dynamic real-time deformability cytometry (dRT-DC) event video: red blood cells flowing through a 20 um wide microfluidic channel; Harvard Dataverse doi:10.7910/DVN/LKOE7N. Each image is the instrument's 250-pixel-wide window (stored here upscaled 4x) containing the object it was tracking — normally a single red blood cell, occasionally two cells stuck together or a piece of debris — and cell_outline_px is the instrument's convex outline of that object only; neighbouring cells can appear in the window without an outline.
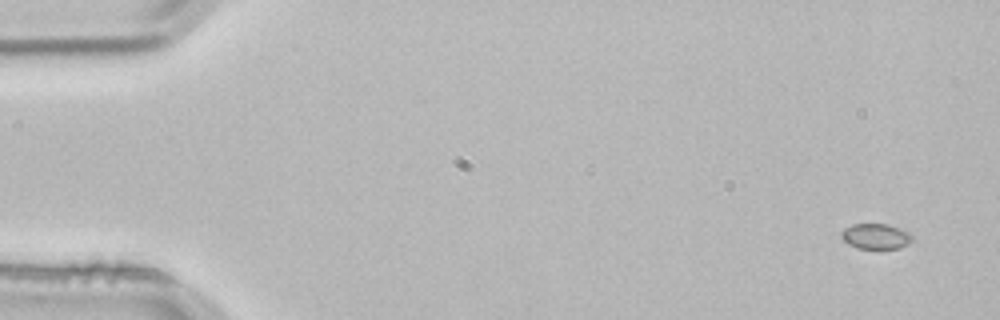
{"species": "common noctule bat (a hibernating species)", "species_latin": "Nyctalus noctula", "temperature_condition": "room temperature", "stored_images_in_passage": 3, "camera_frame_rate_fps": 3000, "um_per_image_px": 0.085, "animal": {"sex": "male", "body_mass_g": 21.5, "forearm_length_mm": 52.0}, "frame": {"image": 1, "passage_image": 1, "time_ms": 0.0, "image_size_px": [1000, 320], "cell_outline_px": [[912, 240], [908, 244], [900, 248], [856, 248], [848, 244], [840, 236], [840, 232], [844, 228], [852, 224], [888, 224], [908, 232], [912, 236]], "centroid_in_image_um": [74.41, 20.08], "position_along_channel_um": 10.6, "area_um2": 10.46}}